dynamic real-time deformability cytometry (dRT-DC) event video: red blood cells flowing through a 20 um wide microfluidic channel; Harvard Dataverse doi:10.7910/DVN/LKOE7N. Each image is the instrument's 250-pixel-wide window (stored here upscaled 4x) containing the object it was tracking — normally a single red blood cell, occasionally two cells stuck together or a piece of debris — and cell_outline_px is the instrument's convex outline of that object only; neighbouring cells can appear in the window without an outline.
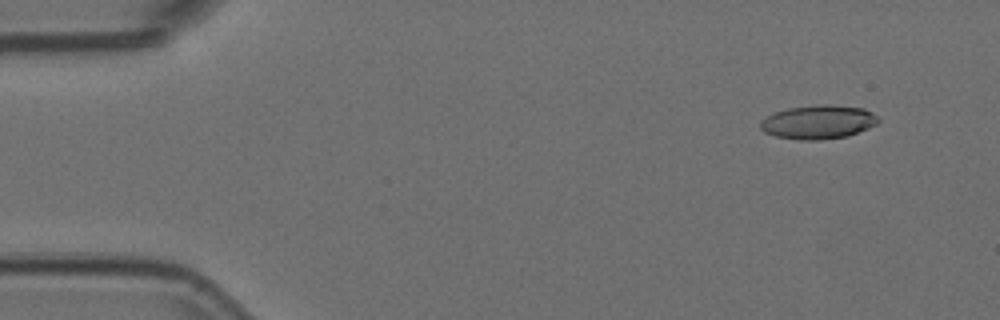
{"species": "Egyptian fruit bat (a non-hibernating species)", "species_latin": "Rousettus aegyptiacus", "temperature_condition": "room temperature", "stored_images_in_passage": 54, "camera_frame_rate_fps": 3000, "um_per_image_px": 0.085, "animal": {"sex": "female"}, "frame": {"image": 1, "passage_image": 5, "time_ms": 1.333, "image_size_px": [1000, 320], "cell_outline_px": [[880, 120], [876, 124], [868, 128], [848, 136], [820, 140], [800, 140], [776, 136], [764, 132], [760, 128], [760, 120], [776, 112], [788, 108], [820, 104], [832, 104], [864, 108], [872, 112]], "centroid_in_image_um": [69.56, 10.37], "position_along_channel_um": 15.4, "area_um2": 23.29}}
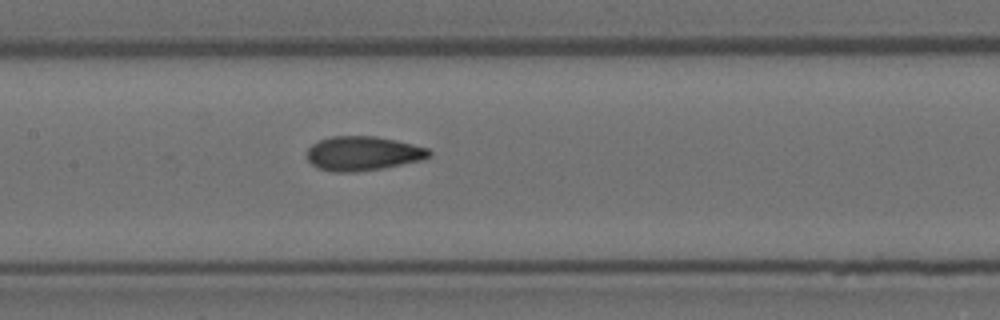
{"frame": {"image": 2, "passage_image": 26, "time_ms": 8.333, "image_size_px": [1000, 320], "cell_outline_px": [[432, 156], [420, 160], [380, 168], [356, 172], [332, 172], [320, 168], [312, 164], [308, 160], [308, 148], [312, 144], [320, 140], [332, 136], [376, 136], [396, 140], [428, 148], [432, 152]], "centroid_in_image_um": [30.85, 13.03], "position_along_channel_um": 176.5, "area_um2": 24.22}}
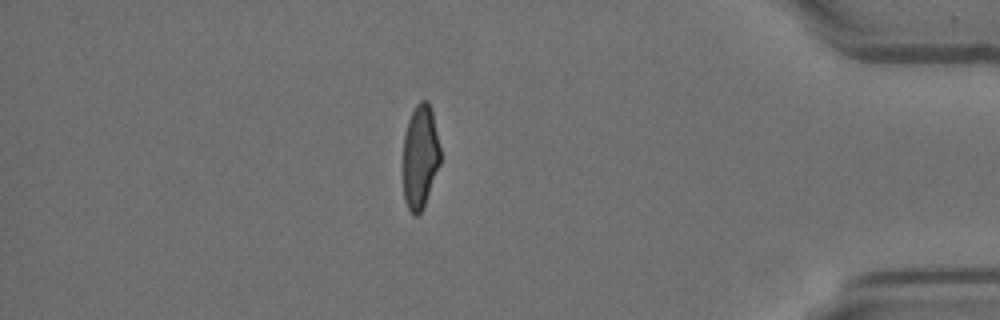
{"frame": {"image": 3, "passage_image": 47, "time_ms": 15.333, "image_size_px": [1000, 320], "cell_outline_px": [[440, 164], [424, 204], [420, 212], [416, 216], [408, 208], [404, 200], [404, 136], [408, 120], [416, 104], [420, 100], [428, 100], [432, 108], [440, 148]], "centroid_in_image_um": [35.72, 13.25], "position_along_channel_um": 399.5, "area_um2": 22.31}, "authors_computed_cell_mechanics": {"area_um2": 23.8425, "velocity_mm_per_s": 3.7562, "shape_relaxation_time_tau1_ms": 7.2988, "shape_relaxation_time_tau2_ms": 1.2066, "deformation_change_tau1": 0.2088, "deformation_change_tau2": 0.0806}}